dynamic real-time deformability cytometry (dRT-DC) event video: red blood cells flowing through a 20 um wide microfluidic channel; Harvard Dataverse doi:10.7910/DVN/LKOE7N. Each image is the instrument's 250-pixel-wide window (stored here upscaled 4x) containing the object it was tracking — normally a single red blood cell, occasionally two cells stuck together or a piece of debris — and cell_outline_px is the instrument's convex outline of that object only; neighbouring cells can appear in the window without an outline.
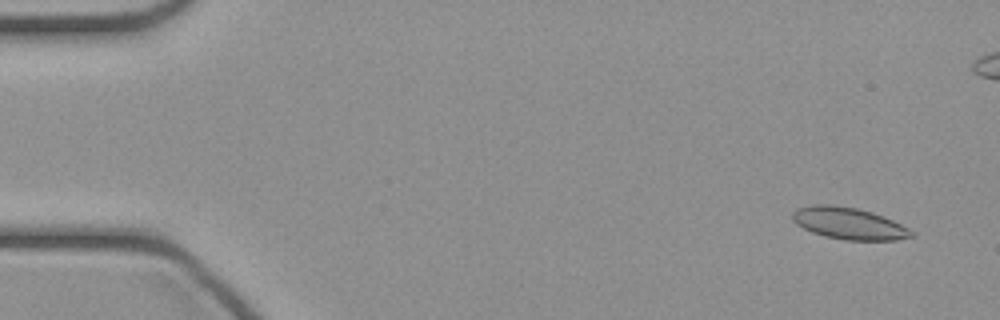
{"species": "common noctule bat (a hibernating species)", "species_latin": "Nyctalus noctula", "temperature_condition": "cold", "stored_images_in_passage": 48, "camera_frame_rate_fps": 3000, "um_per_image_px": 0.085, "animal": {"sex": "female", "body_mass_g": 21.9}, "frame": {"image": 1, "passage_image": 3, "time_ms": 0.667, "image_size_px": [1000, 320], "cell_outline_px": [[912, 236], [896, 240], [844, 240], [824, 236], [812, 232], [796, 224], [792, 220], [792, 212], [796, 208], [812, 204], [832, 204], [856, 208], [872, 212], [884, 216], [908, 228], [912, 232]], "centroid_in_image_um": [72.1, 18.97], "position_along_channel_um": 12.9, "area_um2": 22.08}}
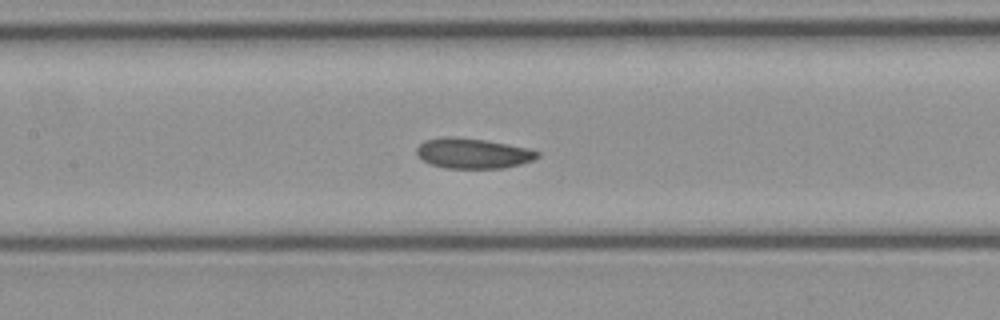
{"frame": {"image": 2, "passage_image": 22, "time_ms": 7.0, "image_size_px": [1000, 320], "cell_outline_px": [[540, 156], [532, 160], [520, 164], [504, 168], [444, 168], [432, 164], [424, 160], [416, 152], [416, 148], [424, 140], [444, 136], [452, 136], [484, 140], [508, 144], [528, 148], [540, 152]], "centroid_in_image_um": [40.2, 13.03], "position_along_channel_um": 167.2, "area_um2": 21.21}}
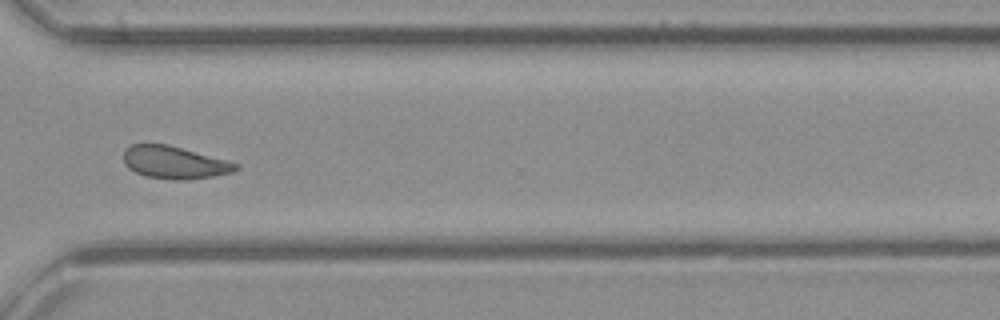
{"frame": {"image": 3, "passage_image": 35, "time_ms": 11.333, "image_size_px": [1000, 320], "cell_outline_px": [[240, 168], [232, 172], [212, 176], [184, 180], [176, 180], [144, 176], [128, 168], [124, 164], [124, 148], [132, 144], [168, 144], [240, 164]], "centroid_in_image_um": [14.8, 13.81], "position_along_channel_um": 355.8, "area_um2": 21.21}}